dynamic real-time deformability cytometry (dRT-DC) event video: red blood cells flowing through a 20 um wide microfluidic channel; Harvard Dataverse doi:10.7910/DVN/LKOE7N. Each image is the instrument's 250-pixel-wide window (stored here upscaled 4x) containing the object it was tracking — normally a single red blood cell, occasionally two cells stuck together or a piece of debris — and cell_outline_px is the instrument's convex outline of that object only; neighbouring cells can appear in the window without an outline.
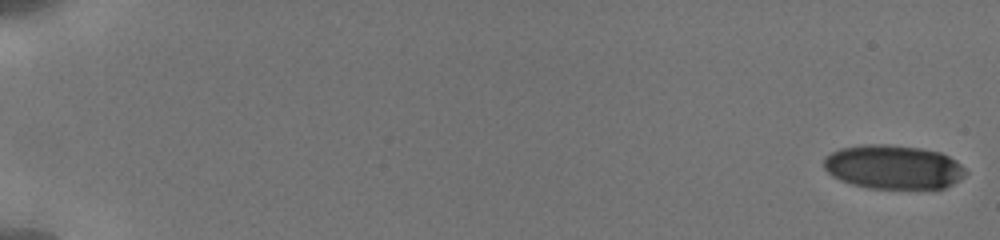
{"species": "human", "species_latin": "Homo sapiens", "temperature_condition": "cold", "stored_images_in_passage": 43, "camera_frame_rate_fps": 3000, "um_per_image_px": 0.085, "donor": {"sex": "male"}, "frame": {"image": 1, "passage_image": 1, "time_ms": 0.0, "image_size_px": [1000, 240], "cell_outline_px": [[968, 172], [960, 180], [944, 188], [868, 188], [852, 184], [840, 180], [832, 176], [824, 168], [824, 156], [840, 148], [864, 144], [888, 144], [920, 148], [940, 152], [956, 160]], "centroid_in_image_um": [75.92, 14.19], "position_along_channel_um": 9.1, "area_um2": 36.47}}
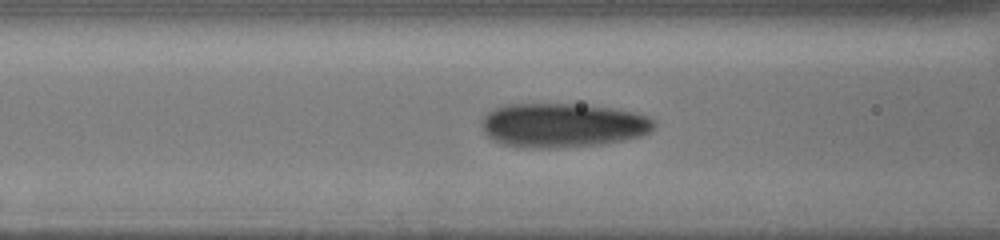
{"frame": {"image": 2, "passage_image": 34, "time_ms": 8.0, "image_size_px": [1000, 240], "cell_outline_px": [[656, 124], [652, 132], [640, 136], [624, 140], [604, 144], [556, 148], [516, 148], [500, 144], [492, 140], [484, 132], [480, 124], [484, 116], [488, 112], [496, 108], [508, 104], [572, 104], [608, 108], [632, 112], [648, 116], [656, 120]], "centroid_in_image_um": [47.81, 10.67], "position_along_channel_um": 118.8, "area_um2": 44.8}}
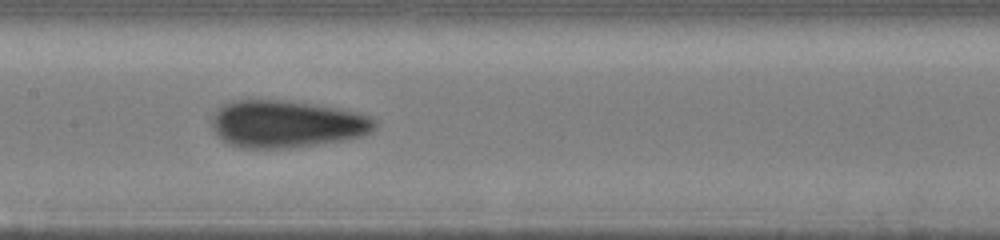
{"frame": {"image": 3, "passage_image": 42, "time_ms": 9.667, "image_size_px": [1000, 240], "cell_outline_px": [[376, 128], [372, 132], [360, 136], [344, 140], [288, 148], [240, 148], [228, 144], [220, 140], [216, 136], [212, 128], [212, 116], [216, 108], [232, 100], [280, 100], [316, 104], [340, 108], [360, 112], [376, 120]], "centroid_in_image_um": [24.33, 10.54], "position_along_channel_um": 183.1, "area_um2": 45.43}}